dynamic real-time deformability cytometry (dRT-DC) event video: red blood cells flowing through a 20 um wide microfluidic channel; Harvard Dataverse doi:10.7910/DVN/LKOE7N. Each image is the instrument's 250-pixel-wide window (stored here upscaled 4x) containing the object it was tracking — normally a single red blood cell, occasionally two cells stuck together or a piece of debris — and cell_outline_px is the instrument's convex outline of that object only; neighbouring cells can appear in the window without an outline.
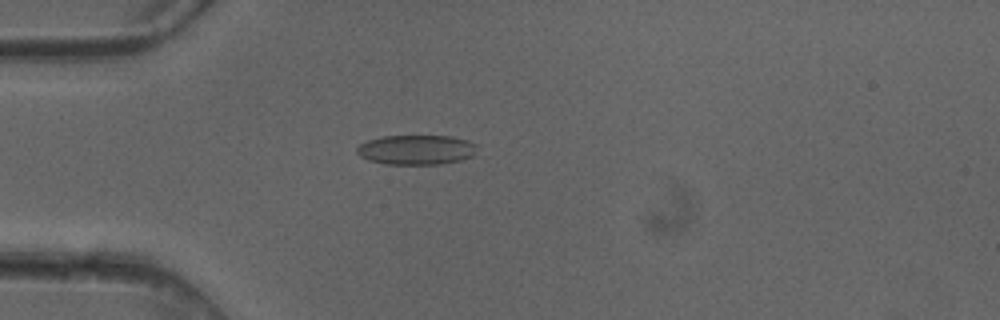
{"species": "common noctule bat (a hibernating species)", "species_latin": "Nyctalus noctula", "temperature_condition": "cold", "stored_images_in_passage": 5, "camera_frame_rate_fps": 3000, "um_per_image_px": 0.085, "animal": {"sex": "female"}, "frame": {"image": 1, "passage_image": 4, "time_ms": 1.0, "image_size_px": [1000, 320], "cell_outline_px": [[476, 144], [472, 156], [460, 160], [440, 164], [384, 164], [368, 160], [360, 156], [356, 152], [356, 148], [360, 144], [368, 140], [384, 136], [452, 136], [468, 140]], "centroid_in_image_um": [35.35, 12.73], "position_along_channel_um": 49.6, "area_um2": 20.75}}